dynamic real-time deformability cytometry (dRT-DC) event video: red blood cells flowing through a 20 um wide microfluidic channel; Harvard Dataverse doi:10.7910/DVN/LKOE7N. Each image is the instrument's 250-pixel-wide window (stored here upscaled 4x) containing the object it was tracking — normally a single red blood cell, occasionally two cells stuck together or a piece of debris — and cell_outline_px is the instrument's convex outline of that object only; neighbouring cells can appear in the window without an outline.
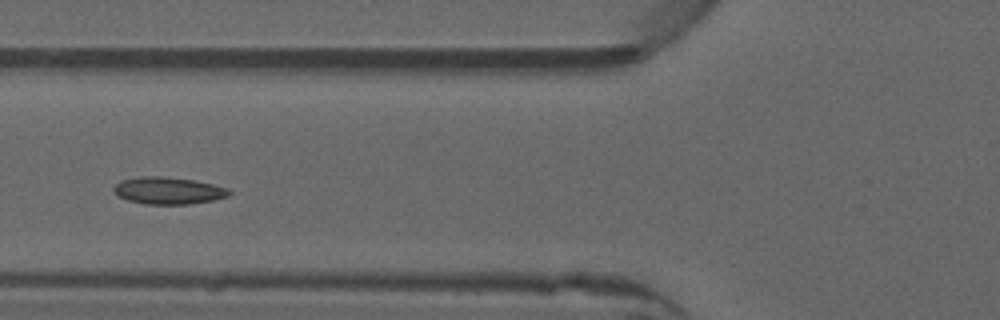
{"species": "common noctule bat (a hibernating species)", "species_latin": "Nyctalus noctula", "temperature_condition": "warm", "stored_images_in_passage": 4, "camera_frame_rate_fps": 3000, "um_per_image_px": 0.085, "animal": {"sex": "male", "forearm_length_mm": 52.5}, "frame": {"image": 1, "passage_image": 3, "time_ms": 0.667, "image_size_px": [1000, 320], "cell_outline_px": [[232, 192], [228, 196], [212, 200], [188, 204], [144, 204], [128, 200], [120, 196], [112, 188], [120, 180], [140, 176], [164, 176], [192, 180], [212, 184], [228, 188]], "centroid_in_image_um": [14.3, 16.19], "position_along_channel_um": 111.5, "area_um2": 18.09}}
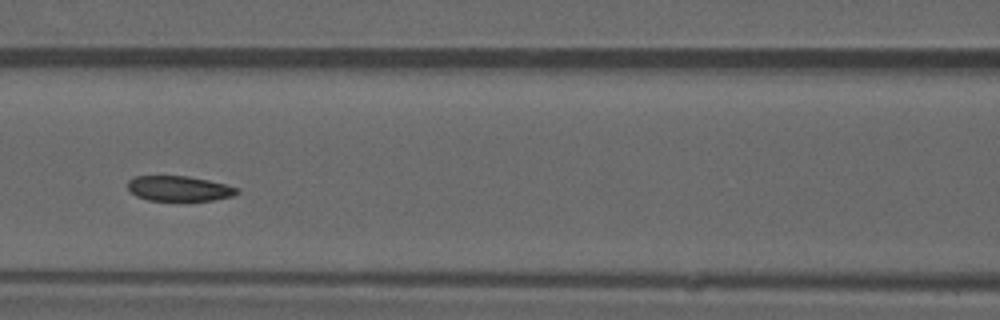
{"frame": {"image": 2, "passage_image": 4, "time_ms": 1.0, "image_size_px": [1000, 320], "cell_outline_px": [[240, 192], [232, 196], [212, 200], [148, 200], [136, 196], [128, 188], [128, 180], [136, 176], [188, 176], [208, 180], [240, 188]], "centroid_in_image_um": [15.23, 16.02], "position_along_channel_um": 151.4, "area_um2": 15.9}}